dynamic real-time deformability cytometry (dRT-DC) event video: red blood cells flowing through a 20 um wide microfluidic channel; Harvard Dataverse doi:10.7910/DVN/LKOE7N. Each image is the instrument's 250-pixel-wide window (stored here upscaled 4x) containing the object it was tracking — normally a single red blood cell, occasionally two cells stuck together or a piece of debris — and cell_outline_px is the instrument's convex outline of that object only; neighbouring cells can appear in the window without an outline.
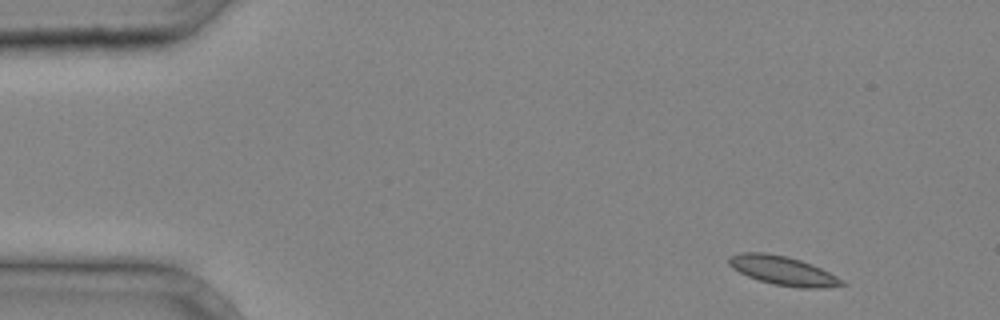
{"species": "common noctule bat (a hibernating species)", "species_latin": "Nyctalus noctula", "temperature_condition": "cold", "stored_images_in_passage": 3, "camera_frame_rate_fps": 3000, "um_per_image_px": 0.085, "animal": {"sex": "male", "body_mass_g": 20.4}, "frame": {"image": 1, "passage_image": 1, "time_ms": 0.0, "image_size_px": [1000, 320], "cell_outline_px": [[848, 284], [824, 288], [800, 288], [772, 284], [748, 276], [732, 268], [728, 264], [728, 256], [740, 252], [764, 252], [788, 256], [812, 264], [844, 280]], "centroid_in_image_um": [66.54, 23.0], "position_along_channel_um": 18.5, "area_um2": 19.19}}
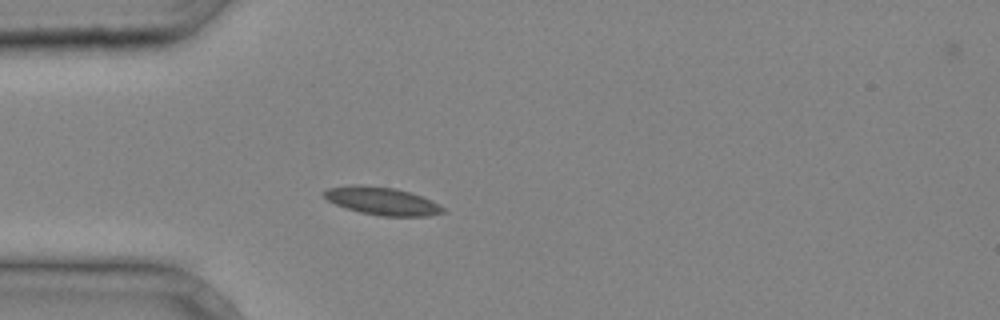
{"frame": {"image": 2, "passage_image": 3, "time_ms": 0.667, "image_size_px": [1000, 320], "cell_outline_px": [[444, 212], [428, 216], [380, 216], [360, 212], [336, 204], [328, 200], [320, 192], [328, 188], [352, 184], [360, 184], [396, 188], [420, 196], [444, 208]], "centroid_in_image_um": [32.4, 17.07], "position_along_channel_um": 52.6, "area_um2": 19.07}}